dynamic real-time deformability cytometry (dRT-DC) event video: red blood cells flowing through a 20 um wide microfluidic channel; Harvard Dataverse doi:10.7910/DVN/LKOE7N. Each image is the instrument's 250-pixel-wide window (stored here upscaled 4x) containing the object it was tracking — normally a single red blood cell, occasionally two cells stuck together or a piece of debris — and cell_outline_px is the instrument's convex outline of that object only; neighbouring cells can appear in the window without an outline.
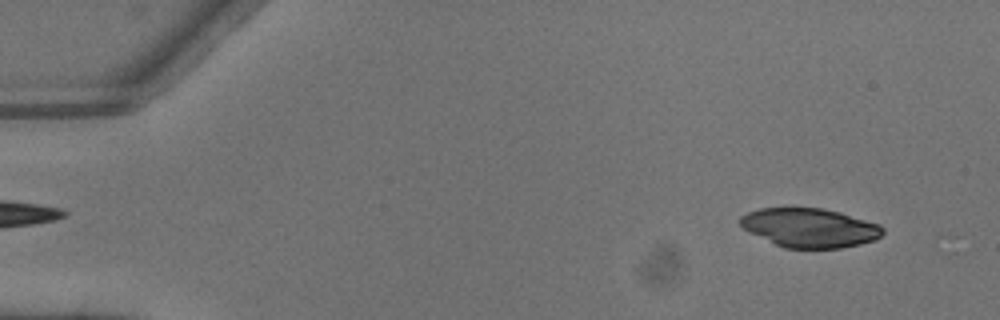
{"species": "common noctule bat (a hibernating species)", "species_latin": "Nyctalus noctula", "temperature_condition": "warm", "stored_images_in_passage": 2, "camera_frame_rate_fps": 3000, "um_per_image_px": 0.085, "animal": {"sex": "male", "body_mass_g": 13.3}, "frame": {"image": 1, "passage_image": 1, "time_ms": 0.0, "image_size_px": [1000, 320], "cell_outline_px": [[884, 232], [880, 236], [872, 240], [860, 244], [840, 248], [784, 248], [748, 232], [740, 224], [740, 216], [748, 212], [760, 208], [824, 208], [840, 212], [880, 224], [884, 228]], "centroid_in_image_um": [68.82, 19.36], "position_along_channel_um": 16.2, "area_um2": 32.43}}